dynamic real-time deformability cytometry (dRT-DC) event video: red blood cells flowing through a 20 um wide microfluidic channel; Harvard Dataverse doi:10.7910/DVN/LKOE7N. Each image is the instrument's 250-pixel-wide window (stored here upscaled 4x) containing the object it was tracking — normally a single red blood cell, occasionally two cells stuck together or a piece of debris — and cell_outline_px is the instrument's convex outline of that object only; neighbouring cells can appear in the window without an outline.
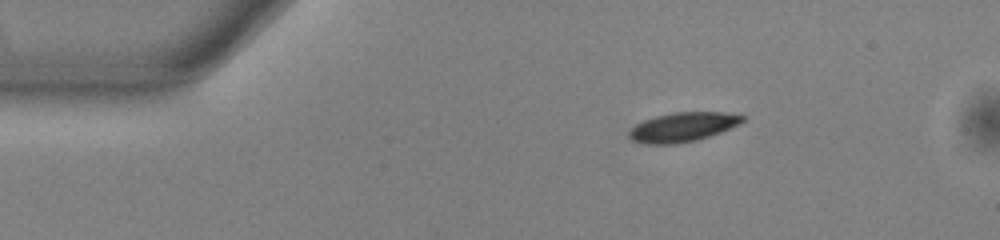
{"species": "common noctule bat (a hibernating species)", "species_latin": "Nyctalus noctula", "temperature_condition": "warm", "stored_images_in_passage": 46, "camera_frame_rate_fps": 3000, "um_per_image_px": 0.085, "animal": {"sex": "male", "body_mass_g": 13.0, "forearm_length_mm": 53.1}, "frame": {"image": 1, "passage_image": 1, "time_ms": 0.0, "image_size_px": [1000, 240], "cell_outline_px": [[744, 120], [740, 124], [720, 132], [696, 140], [676, 144], [648, 144], [632, 140], [628, 136], [628, 132], [636, 124], [644, 120], [656, 116], [672, 112], [724, 112], [744, 116]], "centroid_in_image_um": [58.02, 10.79], "position_along_channel_um": 27.0, "area_um2": 19.25}}
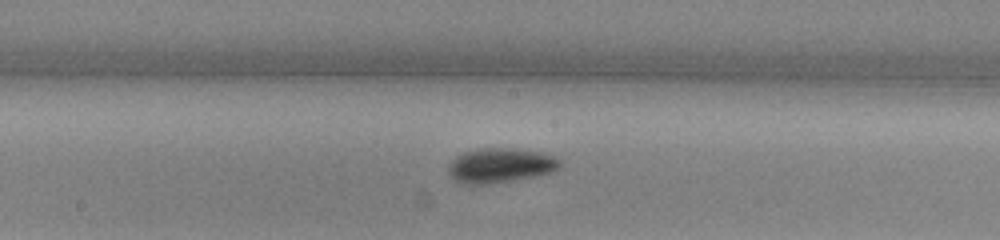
{"frame": {"image": 2, "passage_image": 20, "time_ms": 6.333, "image_size_px": [1000, 240], "cell_outline_px": [[560, 168], [552, 172], [512, 180], [484, 184], [464, 184], [456, 180], [448, 172], [448, 164], [456, 156], [464, 152], [480, 148], [512, 148], [540, 152], [552, 156], [560, 160]], "centroid_in_image_um": [42.5, 14.05], "position_along_channel_um": 205.7, "area_um2": 22.25}}
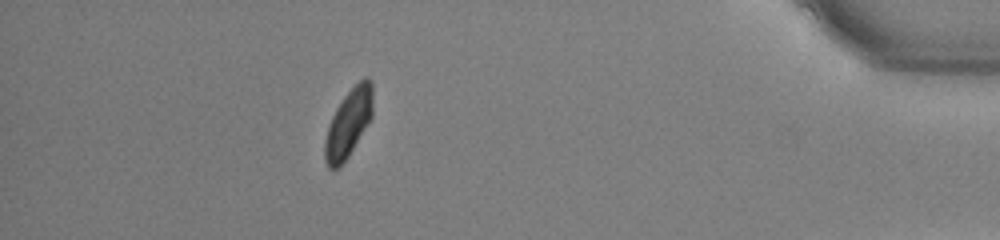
{"frame": {"image": 3, "passage_image": 40, "time_ms": 13.0, "image_size_px": [1000, 240], "cell_outline_px": [[372, 116], [348, 156], [340, 168], [328, 168], [324, 160], [324, 140], [328, 124], [336, 108], [344, 96], [364, 76], [368, 76], [372, 84]], "centroid_in_image_um": [29.59, 10.48], "position_along_channel_um": 405.6, "area_um2": 18.9}, "authors_computed_cell_mechanics": {"area_um2": 19.9699, "velocity_mm_per_s": 3.805, "shape_relaxation_time_tau1_ms": 2.6178, "shape_relaxation_time_tau2_ms": null, "deformation_change_tau1": 0.0916, "deformation_change_tau2": null}}